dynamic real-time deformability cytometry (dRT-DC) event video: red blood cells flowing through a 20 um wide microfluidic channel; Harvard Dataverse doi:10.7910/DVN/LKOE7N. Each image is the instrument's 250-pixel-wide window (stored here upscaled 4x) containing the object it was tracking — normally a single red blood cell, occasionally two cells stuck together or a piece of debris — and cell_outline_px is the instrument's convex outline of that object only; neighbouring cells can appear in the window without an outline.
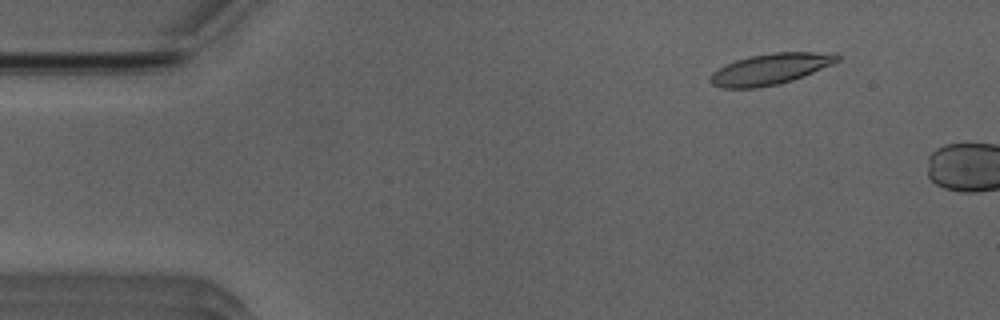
{"species": "Egyptian fruit bat (a non-hibernating species)", "species_latin": "Rousettus aegyptiacus", "temperature_condition": "room temperature", "stored_images_in_passage": 8, "camera_frame_rate_fps": 3000, "um_per_image_px": 0.085, "animal": {"sex": "male"}, "frame": {"image": 1, "passage_image": 6, "time_ms": 1.667, "image_size_px": [1000, 320], "cell_outline_px": [[840, 60], [832, 64], [804, 76], [780, 84], [756, 88], [720, 88], [712, 84], [708, 80], [712, 72], [736, 60], [748, 56], [772, 52], [836, 52], [840, 56]], "centroid_in_image_um": [65.5, 5.86], "position_along_channel_um": 19.5, "area_um2": 23.12}}